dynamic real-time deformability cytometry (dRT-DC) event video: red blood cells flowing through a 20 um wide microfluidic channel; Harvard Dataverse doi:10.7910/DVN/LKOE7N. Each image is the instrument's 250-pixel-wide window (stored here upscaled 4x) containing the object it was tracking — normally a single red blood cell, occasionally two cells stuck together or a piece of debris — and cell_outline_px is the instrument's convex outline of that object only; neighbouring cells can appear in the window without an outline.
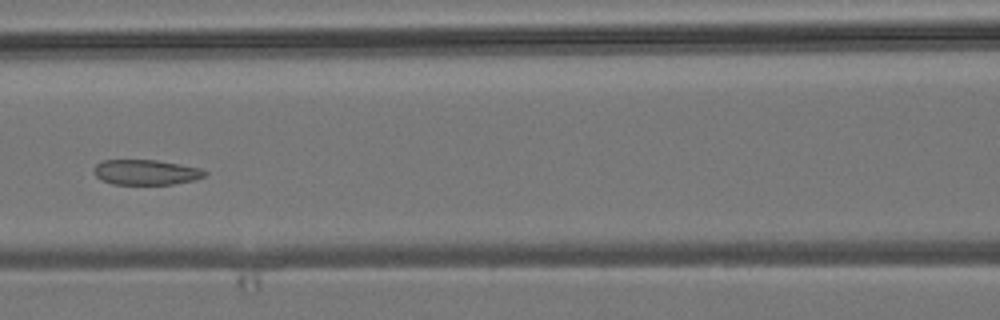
{"species": "common noctule bat (a hibernating species)", "species_latin": "Nyctalus noctula", "temperature_condition": "room temperature", "stored_images_in_passage": 8, "camera_frame_rate_fps": 3000, "um_per_image_px": 0.085, "animal": {"sex": "male", "body_mass_g": 19.2, "forearm_length_mm": 51.8}, "frame": {"image": 1, "passage_image": 7, "time_ms": 7.0, "image_size_px": [1000, 320], "cell_outline_px": [[208, 172], [204, 176], [196, 180], [172, 184], [112, 184], [100, 180], [92, 172], [92, 168], [100, 160], [156, 160], [180, 164], [200, 168]], "centroid_in_image_um": [12.36, 14.64], "position_along_channel_um": 154.2, "area_um2": 16.47}}
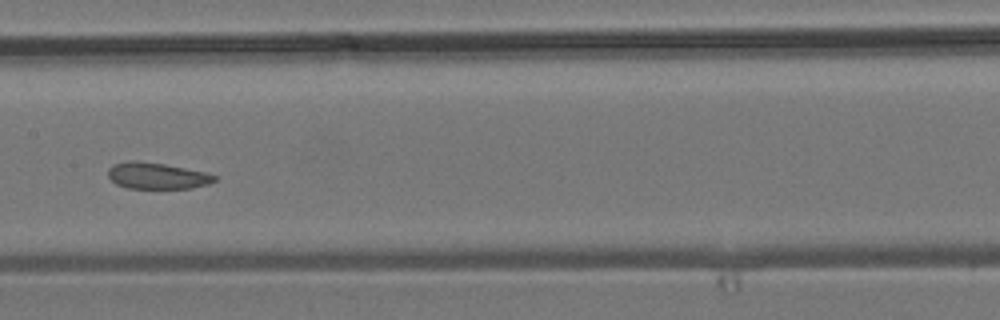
{"frame": {"image": 2, "passage_image": 8, "time_ms": 8.0, "image_size_px": [1000, 320], "cell_outline_px": [[220, 176], [216, 180], [208, 184], [192, 188], [128, 188], [116, 184], [108, 176], [108, 168], [112, 164], [132, 160], [164, 164], [208, 172]], "centroid_in_image_um": [13.38, 14.94], "position_along_channel_um": 194.0, "area_um2": 16.47}}